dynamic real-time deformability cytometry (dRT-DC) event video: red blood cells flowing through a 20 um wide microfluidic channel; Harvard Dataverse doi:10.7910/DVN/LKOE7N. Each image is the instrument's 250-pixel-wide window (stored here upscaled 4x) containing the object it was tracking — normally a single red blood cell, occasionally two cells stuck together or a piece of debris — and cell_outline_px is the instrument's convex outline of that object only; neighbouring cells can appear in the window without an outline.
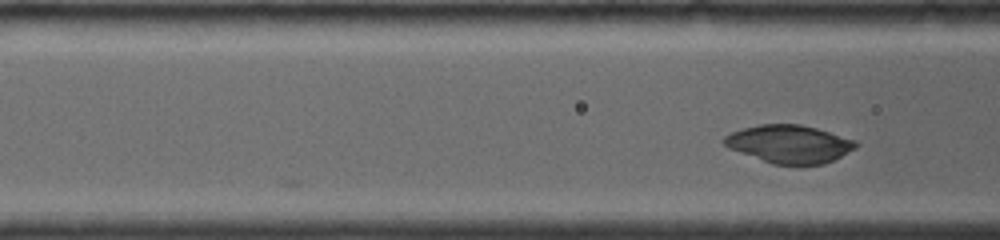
{"species": "common noctule bat (a hibernating species)", "species_latin": "Nyctalus noctula", "temperature_condition": "room temperature", "stored_images_in_passage": 7, "camera_frame_rate_fps": 4000, "um_per_image_px": 0.085, "animal": {"sex": "female", "body_mass_g": 19.0, "forearm_length_mm": 56.7}, "frame": {"image": 1, "passage_image": 7, "time_ms": 2.75, "image_size_px": [1000, 240], "cell_outline_px": [[860, 144], [856, 148], [824, 164], [772, 164], [728, 148], [720, 140], [724, 136], [732, 132], [744, 128], [760, 124], [800, 124], [816, 128], [856, 140]], "centroid_in_image_um": [67.08, 12.23], "position_along_channel_um": 99.5, "area_um2": 29.02}}